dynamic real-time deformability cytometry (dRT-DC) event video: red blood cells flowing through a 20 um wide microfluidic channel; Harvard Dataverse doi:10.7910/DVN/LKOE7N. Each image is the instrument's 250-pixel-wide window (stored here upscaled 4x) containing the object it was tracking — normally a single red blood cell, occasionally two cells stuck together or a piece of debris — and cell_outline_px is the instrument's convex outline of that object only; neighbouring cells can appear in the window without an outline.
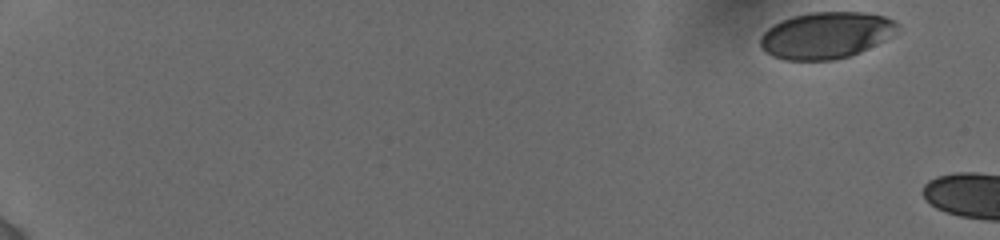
{"species": "human", "species_latin": "Homo sapiens", "temperature_condition": "cold", "stored_images_in_passage": 6, "camera_frame_rate_fps": 3000, "um_per_image_px": 0.085, "donor": {"sex": "female"}, "frame": {"image": 1, "passage_image": 1, "time_ms": 0.0, "image_size_px": [1000, 240], "cell_outline_px": [[900, 24], [896, 32], [892, 36], [860, 52], [836, 60], [784, 60], [772, 56], [764, 52], [760, 48], [760, 36], [772, 24], [780, 20], [792, 16], [808, 12], [864, 12], [884, 16], [896, 20]], "centroid_in_image_um": [70.19, 2.99], "position_along_channel_um": 14.8, "area_um2": 37.69}}